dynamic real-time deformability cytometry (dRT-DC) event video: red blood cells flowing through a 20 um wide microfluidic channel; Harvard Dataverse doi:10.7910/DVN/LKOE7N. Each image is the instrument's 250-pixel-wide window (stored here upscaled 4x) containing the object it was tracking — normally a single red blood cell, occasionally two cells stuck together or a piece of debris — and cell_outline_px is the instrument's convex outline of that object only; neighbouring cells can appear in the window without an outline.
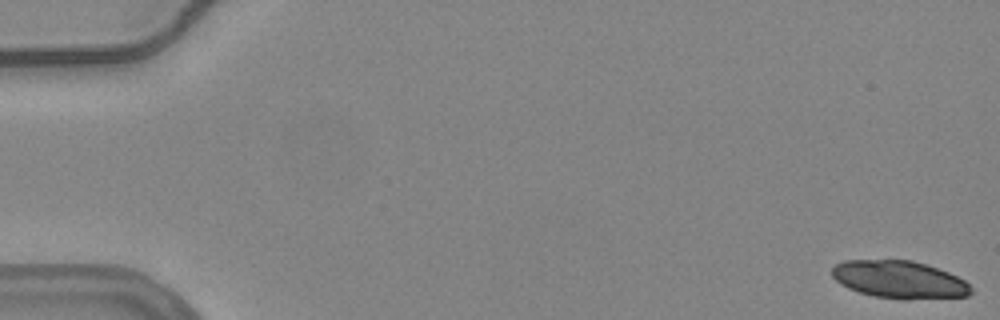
{"species": "common noctule bat (a hibernating species)", "species_latin": "Nyctalus noctula", "temperature_condition": "warm", "stored_images_in_passage": 25, "camera_frame_rate_fps": 3000, "um_per_image_px": 0.085, "animal": {"sex": "female", "body_mass_g": 24.6, "forearm_length_mm": 56.2}, "frame": {"image": 1, "passage_image": 1, "time_ms": 0.0, "image_size_px": [1000, 320], "cell_outline_px": [[972, 292], [968, 296], [908, 300], [900, 300], [872, 296], [848, 288], [840, 284], [832, 276], [832, 268], [836, 264], [844, 260], [912, 260], [948, 272], [964, 280], [972, 288]], "centroid_in_image_um": [76.43, 23.78], "position_along_channel_um": 8.6, "area_um2": 30.58}}